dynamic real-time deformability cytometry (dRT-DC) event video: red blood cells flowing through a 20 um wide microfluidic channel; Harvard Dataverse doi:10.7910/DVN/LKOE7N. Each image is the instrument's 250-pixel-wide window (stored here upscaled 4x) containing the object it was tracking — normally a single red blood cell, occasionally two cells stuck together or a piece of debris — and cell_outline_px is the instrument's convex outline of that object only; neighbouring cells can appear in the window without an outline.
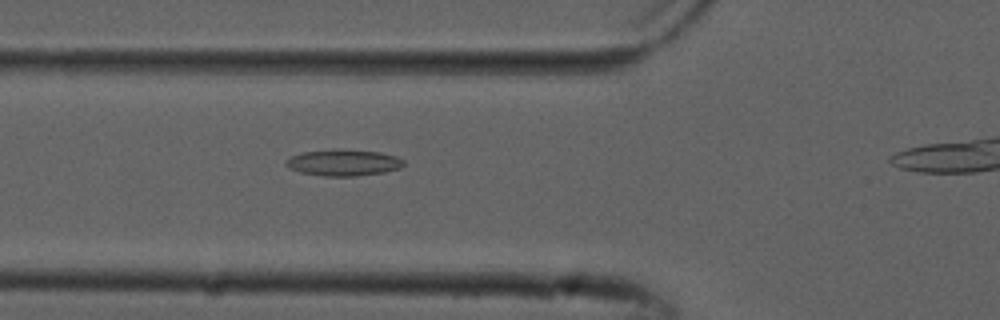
{"species": "common noctule bat (a hibernating species)", "species_latin": "Nyctalus noctula", "temperature_condition": "cold", "stored_images_in_passage": 31, "camera_frame_rate_fps": 3000, "um_per_image_px": 0.085, "animal": {"sex": "male", "forearm_length_mm": 52.5}, "frame": {"image": 1, "passage_image": 5, "time_ms": 1.333, "image_size_px": [1000, 320], "cell_outline_px": [[404, 164], [400, 168], [384, 172], [356, 176], [324, 176], [300, 172], [288, 168], [284, 164], [284, 160], [292, 156], [304, 152], [332, 148], [380, 152], [396, 156], [404, 160]], "centroid_in_image_um": [29.17, 13.81], "position_along_channel_um": 96.6, "area_um2": 18.26}}
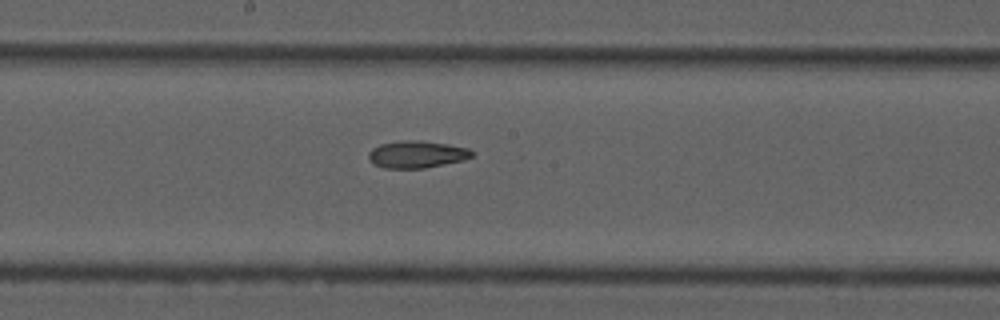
{"frame": {"image": 2, "passage_image": 14, "time_ms": 4.333, "image_size_px": [1000, 320], "cell_outline_px": [[476, 152], [472, 156], [464, 160], [424, 168], [384, 168], [372, 164], [368, 160], [368, 152], [372, 148], [380, 144], [400, 140], [420, 140], [448, 144], [468, 148]], "centroid_in_image_um": [35.41, 13.11], "position_along_channel_um": 212.8, "area_um2": 16.59}}
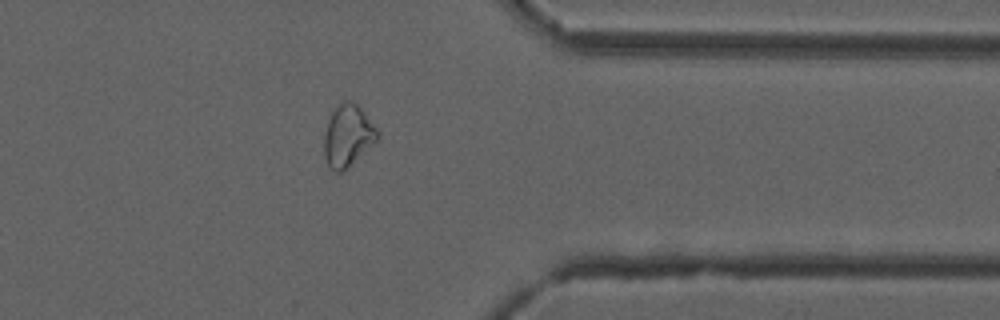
{"frame": {"image": 3, "passage_image": 28, "time_ms": 9.0, "image_size_px": [1000, 320], "cell_outline_px": [[380, 136], [344, 172], [336, 172], [328, 168], [324, 156], [324, 136], [328, 120], [332, 112], [344, 100], [348, 100], [356, 104], [364, 112], [380, 132]], "centroid_in_image_um": [29.55, 11.57], "position_along_channel_um": 381.8, "area_um2": 19.13}}